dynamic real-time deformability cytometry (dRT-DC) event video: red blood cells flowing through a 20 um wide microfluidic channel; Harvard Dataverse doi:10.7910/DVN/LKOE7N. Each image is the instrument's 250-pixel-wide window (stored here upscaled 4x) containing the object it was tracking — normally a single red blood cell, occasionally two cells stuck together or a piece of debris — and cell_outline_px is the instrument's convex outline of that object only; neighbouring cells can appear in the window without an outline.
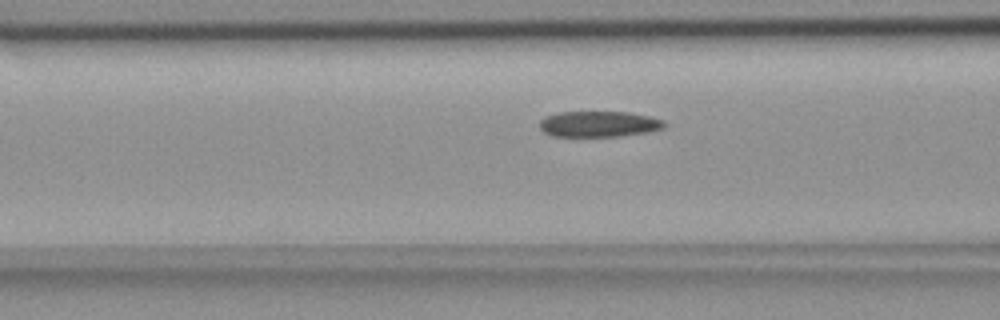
{"species": "common noctule bat (a hibernating species)", "species_latin": "Nyctalus noctula", "temperature_condition": "room temperature", "stored_images_in_passage": 41, "camera_frame_rate_fps": 3000, "um_per_image_px": 0.085, "animal": {"sex": "female", "body_mass_g": 18.4}, "frame": {"image": 1, "passage_image": 7, "time_ms": 2.0, "image_size_px": [1000, 320], "cell_outline_px": [[664, 128], [648, 132], [620, 136], [552, 136], [544, 132], [540, 128], [540, 120], [544, 116], [556, 112], [628, 112], [652, 116], [664, 120]], "centroid_in_image_um": [50.9, 10.53], "position_along_channel_um": 115.7, "area_um2": 18.9}}
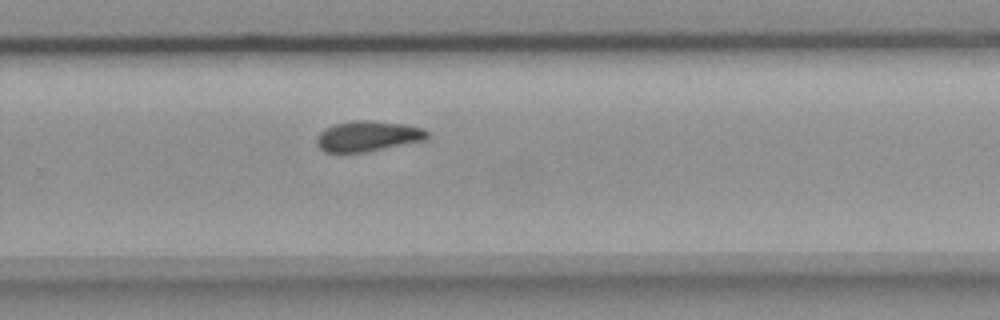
{"frame": {"image": 2, "passage_image": 22, "time_ms": 7.0, "image_size_px": [1000, 320], "cell_outline_px": [[428, 136], [424, 140], [364, 152], [324, 152], [316, 144], [316, 136], [324, 128], [336, 124], [352, 120], [372, 120], [404, 124], [424, 128], [428, 132]], "centroid_in_image_um": [31.23, 11.56], "position_along_channel_um": 298.6, "area_um2": 19.59}}
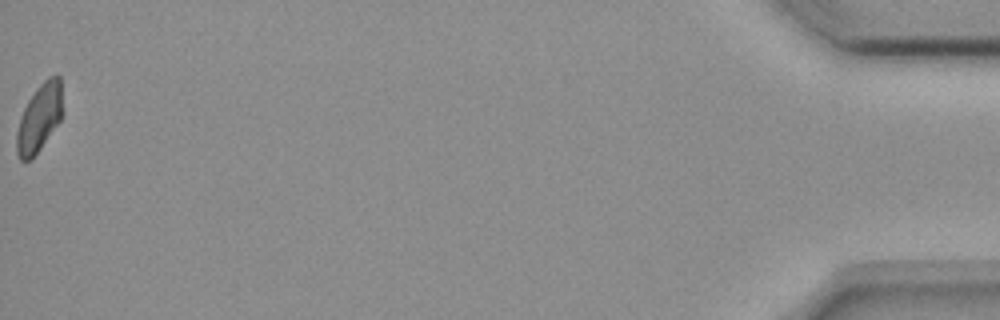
{"frame": {"image": 3, "passage_image": 41, "time_ms": 13.333, "image_size_px": [1000, 320], "cell_outline_px": [[64, 112], [60, 120], [40, 148], [28, 160], [20, 160], [16, 152], [16, 132], [20, 116], [28, 100], [36, 88], [48, 76], [56, 72], [60, 76]], "centroid_in_image_um": [3.37, 9.94], "position_along_channel_um": 431.8, "area_um2": 18.32}, "authors_computed_cell_mechanics": {"area_um2": 19.4208, "velocity_mm_per_s": 3.6702, "shape_relaxation_time_tau1_ms": null, "shape_relaxation_time_tau2_ms": 6.5655, "deformation_change_tau1": null, "deformation_change_tau2": 0.0973}}